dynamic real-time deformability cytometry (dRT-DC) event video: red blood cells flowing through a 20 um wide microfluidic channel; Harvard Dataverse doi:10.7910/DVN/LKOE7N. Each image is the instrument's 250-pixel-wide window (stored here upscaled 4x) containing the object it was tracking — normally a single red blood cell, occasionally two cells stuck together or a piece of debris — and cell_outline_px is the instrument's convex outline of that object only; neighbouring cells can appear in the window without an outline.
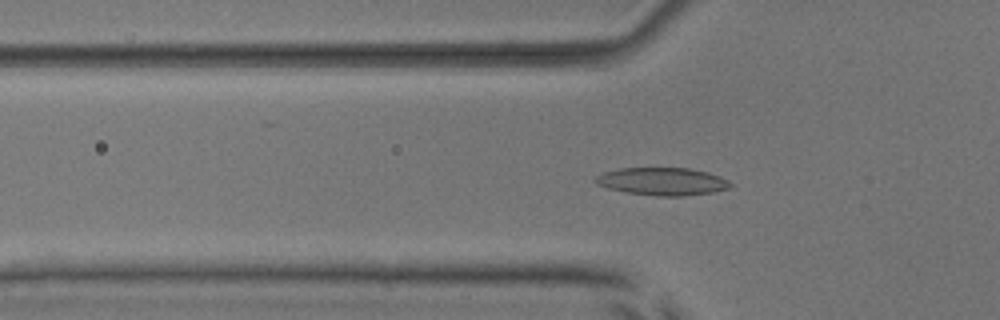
{"species": "common noctule bat (a hibernating species)", "species_latin": "Nyctalus noctula", "temperature_condition": "room temperature", "stored_images_in_passage": 52, "camera_frame_rate_fps": 3000, "um_per_image_px": 0.085, "animal": {"sex": "male", "body_mass_g": 17.9, "forearm_length_mm": 54.2}, "frame": {"image": 1, "passage_image": 16, "time_ms": 5.0, "image_size_px": [1000, 320], "cell_outline_px": [[732, 184], [728, 188], [712, 192], [680, 196], [656, 196], [628, 192], [608, 188], [596, 184], [592, 180], [596, 176], [604, 172], [620, 168], [688, 168], [708, 172], [720, 176], [728, 180]], "centroid_in_image_um": [56.28, 15.41], "position_along_channel_um": 69.5, "area_um2": 21.68}}
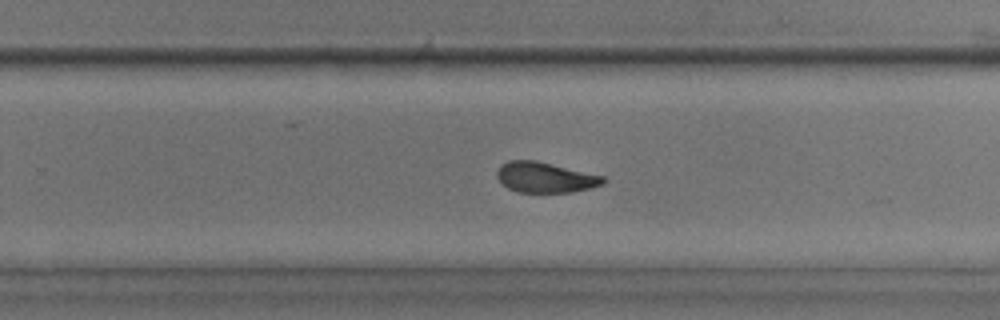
{"frame": {"image": 2, "passage_image": 33, "time_ms": 10.667, "image_size_px": [1000, 320], "cell_outline_px": [[604, 184], [592, 188], [572, 192], [520, 192], [508, 188], [496, 176], [496, 172], [500, 164], [508, 160], [536, 160], [604, 176]], "centroid_in_image_um": [46.34, 15.07], "position_along_channel_um": 283.5, "area_um2": 18.84}}
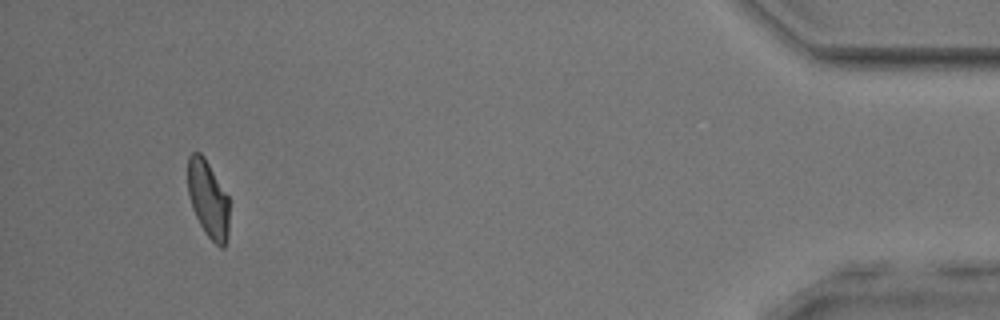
{"frame": {"image": 3, "passage_image": 49, "time_ms": 16.0, "image_size_px": [1000, 320], "cell_outline_px": [[228, 240], [224, 248], [220, 248], [204, 232], [192, 208], [188, 196], [188, 156], [192, 152], [200, 152], [204, 156], [228, 196]], "centroid_in_image_um": [17.69, 16.93], "position_along_channel_um": 417.5, "area_um2": 18.67}, "authors_computed_cell_mechanics": {"area_um2": 19.7676, "velocity_mm_per_s": 3.7923, "shape_relaxation_time_tau1_ms": null, "shape_relaxation_time_tau2_ms": 1.6587, "deformation_change_tau1": null, "deformation_change_tau2": 0.0703}}